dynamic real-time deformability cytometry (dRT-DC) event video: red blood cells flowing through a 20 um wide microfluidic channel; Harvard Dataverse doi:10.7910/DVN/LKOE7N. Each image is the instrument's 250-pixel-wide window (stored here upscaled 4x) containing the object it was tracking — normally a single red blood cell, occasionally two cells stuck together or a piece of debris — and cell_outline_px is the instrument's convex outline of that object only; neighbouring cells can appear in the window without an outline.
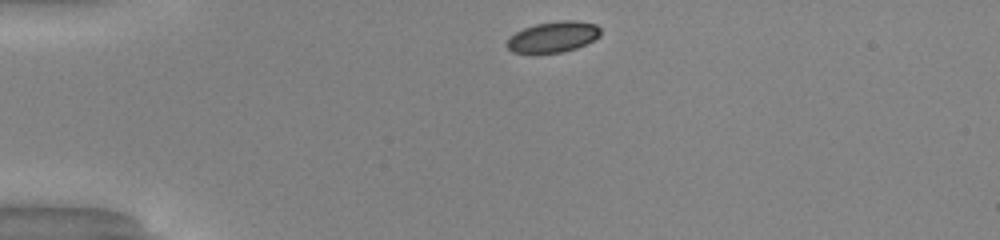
{"species": "common noctule bat (a hibernating species)", "species_latin": "Nyctalus noctula", "temperature_condition": "warm", "stored_images_in_passage": 33, "camera_frame_rate_fps": 3000, "um_per_image_px": 0.085, "animal": {"sex": "male", "body_mass_g": 20.0, "forearm_length_mm": 53.3}, "frame": {"image": 1, "passage_image": 1, "time_ms": 0.0, "image_size_px": [1000, 240], "cell_outline_px": [[600, 36], [576, 48], [560, 52], [512, 52], [504, 44], [508, 36], [524, 28], [536, 24], [560, 20], [572, 20], [596, 24], [600, 28]], "centroid_in_image_um": [46.98, 3.12], "position_along_channel_um": 38.0, "area_um2": 16.65}}
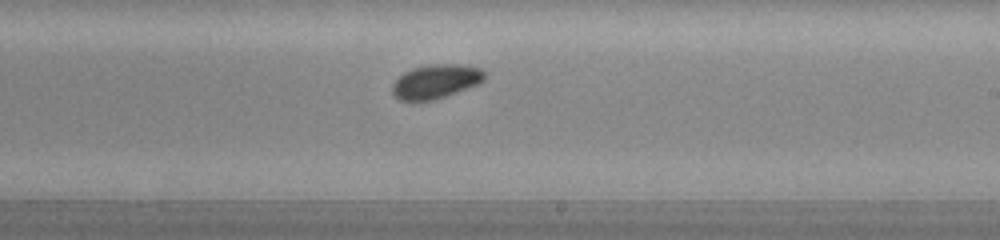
{"frame": {"image": 2, "passage_image": 20, "time_ms": 6.333, "image_size_px": [1000, 240], "cell_outline_px": [[484, 80], [476, 84], [456, 92], [432, 100], [400, 100], [392, 92], [392, 84], [404, 72], [412, 68], [428, 64], [460, 64], [480, 68], [484, 72]], "centroid_in_image_um": [37.02, 6.9], "position_along_channel_um": 252.0, "area_um2": 17.98}}
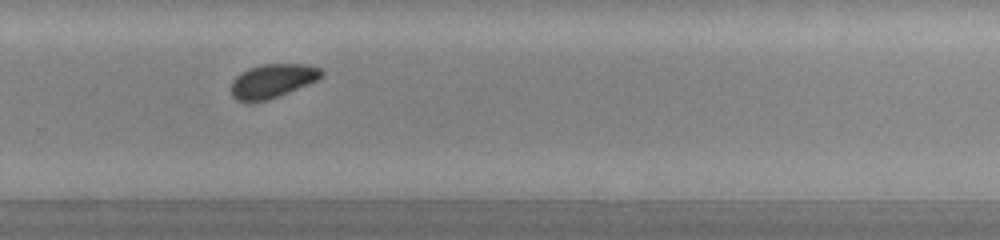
{"frame": {"image": 3, "passage_image": 24, "time_ms": 7.667, "image_size_px": [1000, 240], "cell_outline_px": [[324, 76], [308, 84], [268, 100], [236, 100], [232, 96], [232, 80], [240, 72], [248, 68], [264, 64], [308, 64], [320, 68], [324, 72]], "centroid_in_image_um": [23.19, 6.85], "position_along_channel_um": 306.6, "area_um2": 17.63}, "authors_computed_cell_mechanics": {"area_um2": 17.7446, "velocity_mm_per_s": 4.0913, "shape_relaxation_time_tau1_ms": 1.2669, "shape_relaxation_time_tau2_ms": null, "deformation_change_tau1": 0.0593, "deformation_change_tau2": null}}